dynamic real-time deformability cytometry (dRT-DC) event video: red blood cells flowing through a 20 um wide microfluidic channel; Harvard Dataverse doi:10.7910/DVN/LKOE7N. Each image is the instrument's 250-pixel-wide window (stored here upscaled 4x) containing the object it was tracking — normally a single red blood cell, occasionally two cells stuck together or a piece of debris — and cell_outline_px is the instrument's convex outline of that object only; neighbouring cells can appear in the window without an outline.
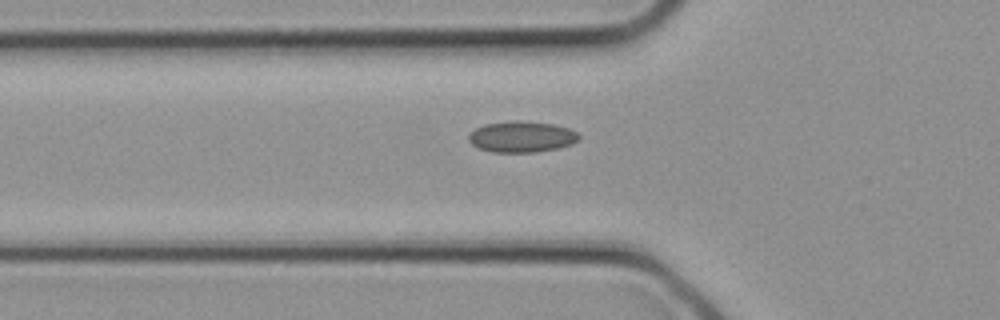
{"species": "common noctule bat (a hibernating species)", "species_latin": "Nyctalus noctula", "temperature_condition": "cold", "stored_images_in_passage": 3, "camera_frame_rate_fps": 3000, "um_per_image_px": 0.085, "animal": {"sex": "female", "body_mass_g": 21.9}, "frame": {"image": 1, "passage_image": 3, "time_ms": 0.667, "image_size_px": [1000, 320], "cell_outline_px": [[580, 140], [572, 144], [560, 148], [536, 152], [492, 152], [480, 148], [472, 144], [468, 140], [468, 136], [476, 128], [484, 124], [516, 120], [552, 124], [568, 128], [576, 132], [580, 136]], "centroid_in_image_um": [44.36, 11.63], "position_along_channel_um": 81.4, "area_um2": 19.94}}